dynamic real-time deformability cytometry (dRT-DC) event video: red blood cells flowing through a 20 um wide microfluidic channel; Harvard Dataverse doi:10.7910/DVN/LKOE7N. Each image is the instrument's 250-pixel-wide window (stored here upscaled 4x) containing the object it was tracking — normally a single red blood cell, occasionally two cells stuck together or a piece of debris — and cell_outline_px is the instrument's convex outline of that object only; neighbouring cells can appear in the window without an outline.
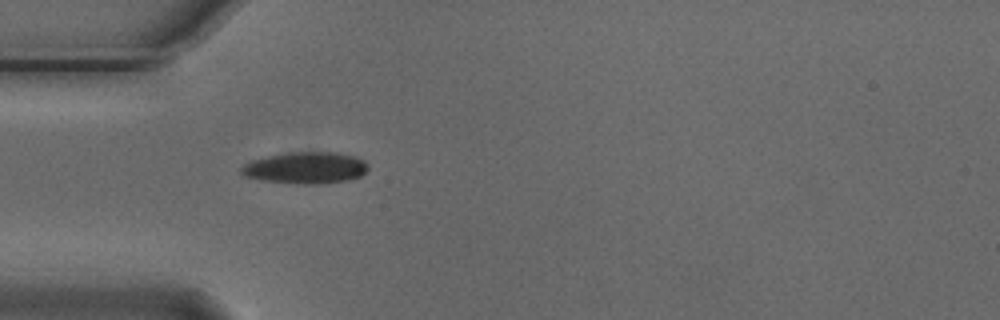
{"species": "Egyptian fruit bat (a non-hibernating species)", "species_latin": "Rousettus aegyptiacus", "temperature_condition": "cold", "stored_images_in_passage": 1, "camera_frame_rate_fps": 3000, "um_per_image_px": 0.085, "animal": {"sex": "male"}, "frame": {"image": 1, "passage_image": 1, "time_ms": 0.0, "image_size_px": [1000, 320], "cell_outline_px": [[368, 168], [360, 176], [348, 180], [320, 184], [296, 184], [264, 180], [244, 176], [240, 172], [240, 168], [244, 164], [252, 160], [268, 156], [288, 152], [336, 152], [352, 156], [364, 160], [368, 164]], "centroid_in_image_um": [25.97, 14.26], "position_along_channel_um": 59.0, "area_um2": 23.35}}